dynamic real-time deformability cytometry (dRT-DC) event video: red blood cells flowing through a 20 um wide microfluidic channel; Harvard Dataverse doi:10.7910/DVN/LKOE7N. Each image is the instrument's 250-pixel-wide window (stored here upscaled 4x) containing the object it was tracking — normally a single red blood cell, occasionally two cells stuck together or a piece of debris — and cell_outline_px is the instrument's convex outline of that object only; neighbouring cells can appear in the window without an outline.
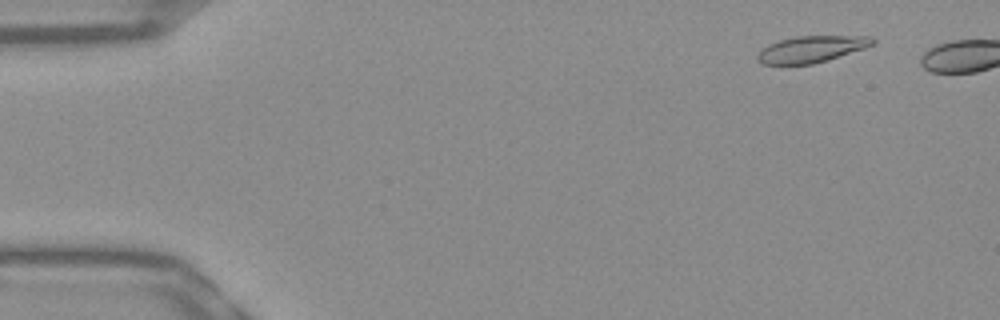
{"species": "Egyptian fruit bat (a non-hibernating species)", "species_latin": "Rousettus aegyptiacus", "temperature_condition": "warm", "stored_images_in_passage": 8, "camera_frame_rate_fps": 3000, "um_per_image_px": 0.085, "frame": {"image": 1, "passage_image": 5, "time_ms": 1.333, "image_size_px": [1000, 320], "cell_outline_px": [[876, 44], [828, 60], [812, 64], [764, 64], [756, 60], [756, 56], [768, 44], [780, 40], [796, 36], [872, 36], [876, 40]], "centroid_in_image_um": [69.0, 4.17], "position_along_channel_um": 16.0, "area_um2": 17.74}}